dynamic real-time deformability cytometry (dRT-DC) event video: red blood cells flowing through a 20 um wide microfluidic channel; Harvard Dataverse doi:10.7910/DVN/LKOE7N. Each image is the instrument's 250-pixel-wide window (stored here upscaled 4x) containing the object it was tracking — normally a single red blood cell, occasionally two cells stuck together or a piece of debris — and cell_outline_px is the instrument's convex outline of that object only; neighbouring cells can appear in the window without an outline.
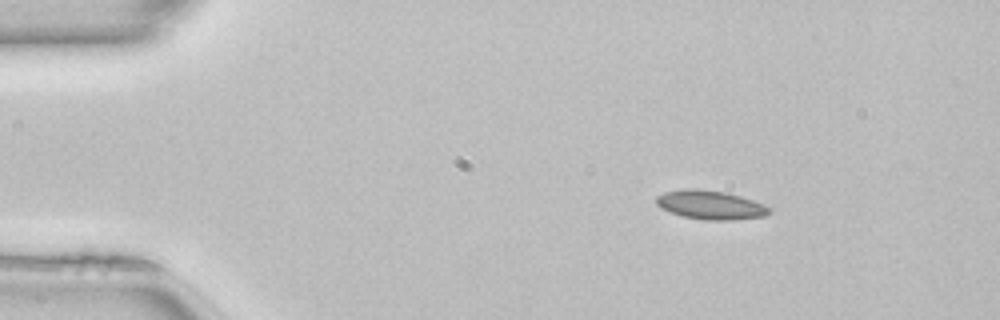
{"species": "common noctule bat (a hibernating species)", "species_latin": "Nyctalus noctula", "temperature_condition": "room temperature", "stored_images_in_passage": 44, "camera_frame_rate_fps": 3000, "um_per_image_px": 0.085, "animal": {"sex": "female", "body_mass_g": 22.7, "forearm_length_mm": 54.2}, "frame": {"image": 1, "passage_image": 1, "time_ms": 0.0, "image_size_px": [1000, 320], "cell_outline_px": [[772, 208], [764, 216], [732, 220], [708, 220], [684, 216], [660, 208], [656, 204], [656, 196], [664, 192], [684, 188], [692, 188], [724, 192], [740, 196], [764, 204]], "centroid_in_image_um": [60.37, 17.41], "position_along_channel_um": 24.6, "area_um2": 18.84}}
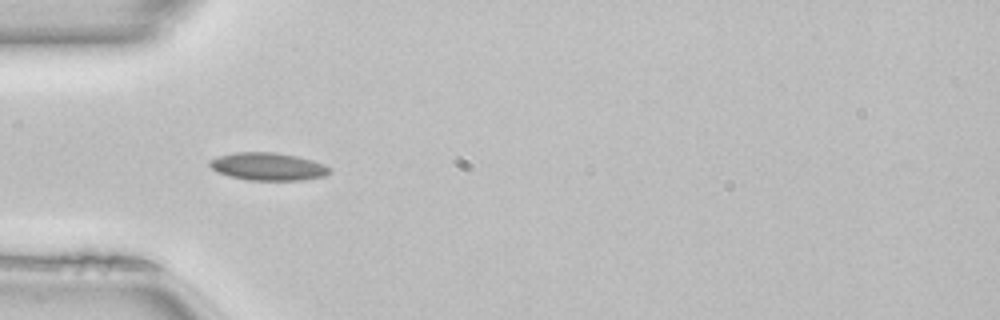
{"frame": {"image": 2, "passage_image": 9, "time_ms": 2.667, "image_size_px": [1000, 320], "cell_outline_px": [[332, 172], [324, 176], [300, 180], [248, 180], [228, 176], [216, 172], [208, 164], [208, 160], [220, 156], [236, 152], [276, 152], [296, 156], [312, 160], [324, 164]], "centroid_in_image_um": [22.75, 14.15], "position_along_channel_um": 62.3, "area_um2": 19.36}}
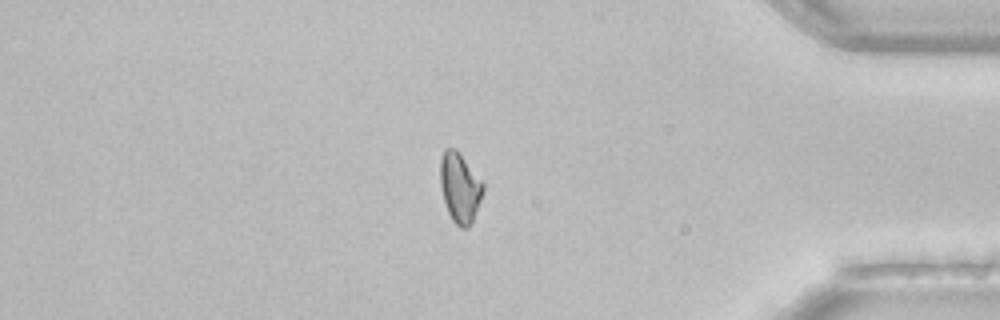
{"frame": {"image": 3, "passage_image": 36, "time_ms": 11.667, "image_size_px": [1000, 320], "cell_outline_px": [[484, 188], [472, 224], [468, 228], [460, 228], [452, 220], [448, 212], [444, 200], [440, 184], [440, 160], [444, 148], [456, 148], [484, 184]], "centroid_in_image_um": [39.08, 15.95], "position_along_channel_um": 396.1, "area_um2": 17.4}, "authors_computed_cell_mechanics": {"area_um2": 17.8602, "velocity_mm_per_s": 4.0866, "shape_relaxation_time_tau1_ms": null, "shape_relaxation_time_tau2_ms": 6.0036, "deformation_change_tau1": null, "deformation_change_tau2": 0.1177}}